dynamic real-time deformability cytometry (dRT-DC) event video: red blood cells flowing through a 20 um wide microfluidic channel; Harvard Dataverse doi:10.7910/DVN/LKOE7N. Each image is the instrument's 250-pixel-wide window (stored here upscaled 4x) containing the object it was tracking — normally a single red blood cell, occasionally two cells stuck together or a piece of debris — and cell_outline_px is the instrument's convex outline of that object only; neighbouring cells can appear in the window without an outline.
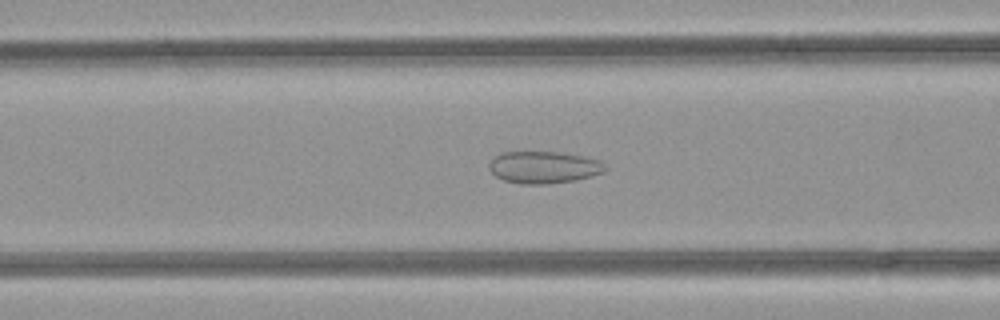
{"species": "common noctule bat (a hibernating species)", "species_latin": "Nyctalus noctula", "temperature_condition": "room temperature", "stored_images_in_passage": 48, "camera_frame_rate_fps": 3000, "um_per_image_px": 0.085, "animal": {"sex": "female", "body_mass_g": 21.9}, "frame": {"image": 1, "passage_image": 17, "time_ms": 5.333, "image_size_px": [1000, 320], "cell_outline_px": [[608, 168], [604, 172], [576, 180], [548, 184], [520, 184], [504, 180], [496, 176], [488, 168], [488, 164], [500, 152], [556, 152], [584, 156], [600, 160]], "centroid_in_image_um": [46.23, 14.22], "position_along_channel_um": 120.4, "area_um2": 21.73}}
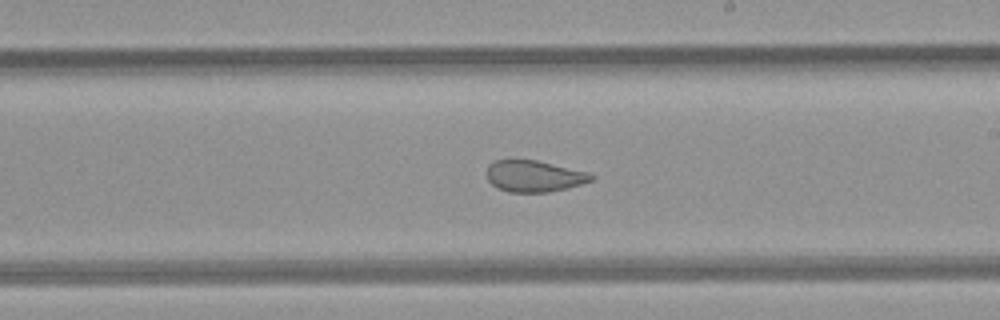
{"frame": {"image": 2, "passage_image": 26, "time_ms": 8.333, "image_size_px": [1000, 320], "cell_outline_px": [[596, 176], [592, 180], [568, 188], [548, 192], [508, 192], [496, 188], [488, 180], [488, 164], [496, 160], [536, 160], [588, 172]], "centroid_in_image_um": [45.4, 14.98], "position_along_channel_um": 243.6, "area_um2": 19.07}}
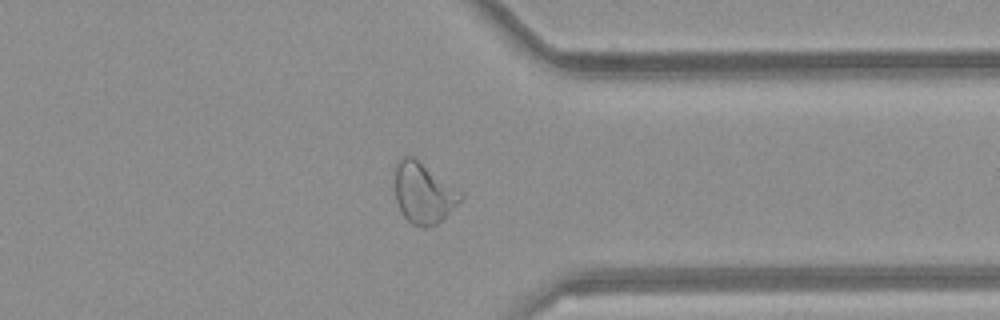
{"frame": {"image": 3, "passage_image": 36, "time_ms": 11.667, "image_size_px": [1000, 320], "cell_outline_px": [[464, 196], [436, 224], [424, 228], [420, 228], [412, 224], [404, 216], [396, 200], [396, 164], [404, 156], [412, 156], [460, 192]], "centroid_in_image_um": [35.96, 16.44], "position_along_channel_um": 375.4, "area_um2": 22.25}, "authors_computed_cell_mechanics": {"area_um2": 24.1026, "velocity_mm_per_s": 4.0996, "shape_relaxation_time_tau1_ms": null, "shape_relaxation_time_tau2_ms": 1.2008, "deformation_change_tau1": null, "deformation_change_tau2": 0.0726}}